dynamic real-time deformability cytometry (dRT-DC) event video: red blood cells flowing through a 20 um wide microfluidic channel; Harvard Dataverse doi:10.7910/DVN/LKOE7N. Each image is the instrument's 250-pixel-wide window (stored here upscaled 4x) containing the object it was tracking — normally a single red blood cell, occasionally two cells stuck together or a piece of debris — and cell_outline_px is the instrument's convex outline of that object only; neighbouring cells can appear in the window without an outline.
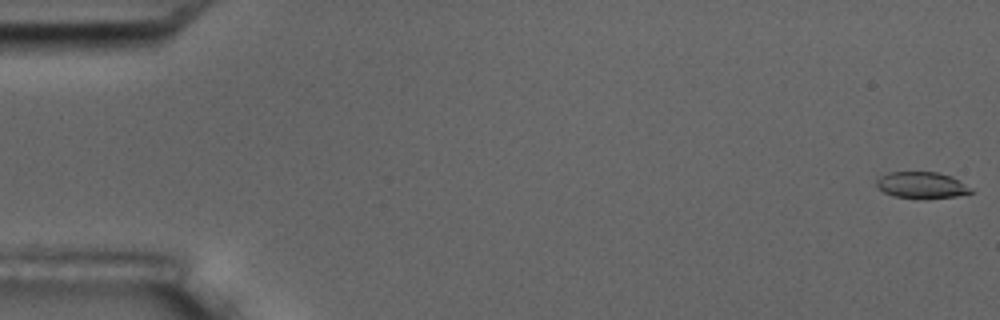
{"species": "common noctule bat (a hibernating species)", "species_latin": "Nyctalus noctula", "temperature_condition": "room temperature", "stored_images_in_passage": 18, "camera_frame_rate_fps": 3000, "um_per_image_px": 0.085, "animal": {"sex": "male", "body_mass_g": 17.5, "forearm_length_mm": 52.3}, "frame": {"image": 1, "passage_image": 1, "time_ms": 0.0, "image_size_px": [1000, 320], "cell_outline_px": [[972, 192], [956, 196], [892, 196], [876, 188], [876, 180], [880, 176], [888, 172], [936, 172], [952, 176], [968, 188]], "centroid_in_image_um": [78.23, 15.69], "position_along_channel_um": 6.8, "area_um2": 13.76}}
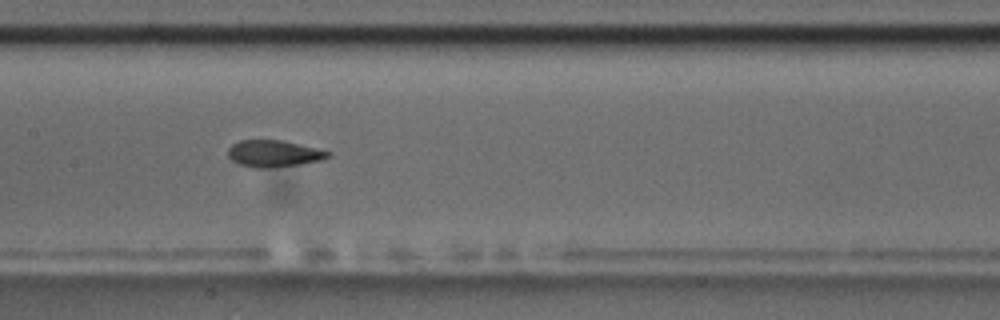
{"frame": {"image": 2, "passage_image": 9, "time_ms": 9.333, "image_size_px": [1000, 320], "cell_outline_px": [[332, 152], [328, 156], [320, 160], [300, 164], [268, 168], [256, 168], [240, 164], [232, 160], [228, 156], [228, 148], [232, 144], [240, 140], [284, 140]], "centroid_in_image_um": [23.25, 13.04], "position_along_channel_um": 184.1, "area_um2": 15.49}}
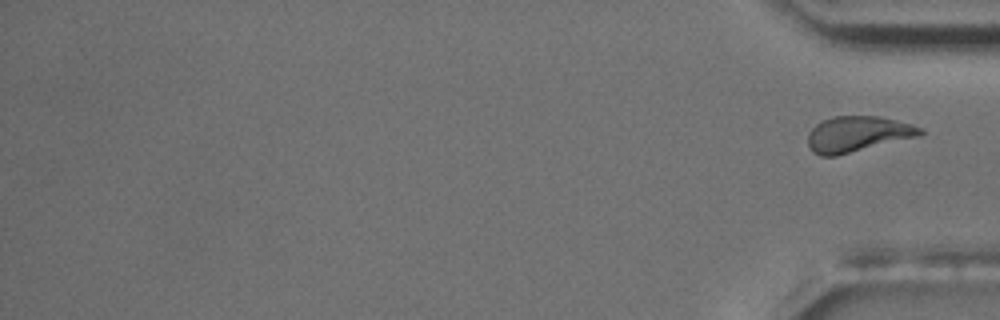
{"frame": {"image": 3, "passage_image": 18, "time_ms": 19.667, "image_size_px": [1000, 320], "cell_outline_px": [[924, 132], [920, 136], [836, 156], [820, 156], [812, 152], [808, 148], [808, 132], [816, 124], [832, 116], [880, 116], [912, 124], [924, 128]], "centroid_in_image_um": [72.9, 11.4], "position_along_channel_um": 362.3, "area_um2": 23.58}}